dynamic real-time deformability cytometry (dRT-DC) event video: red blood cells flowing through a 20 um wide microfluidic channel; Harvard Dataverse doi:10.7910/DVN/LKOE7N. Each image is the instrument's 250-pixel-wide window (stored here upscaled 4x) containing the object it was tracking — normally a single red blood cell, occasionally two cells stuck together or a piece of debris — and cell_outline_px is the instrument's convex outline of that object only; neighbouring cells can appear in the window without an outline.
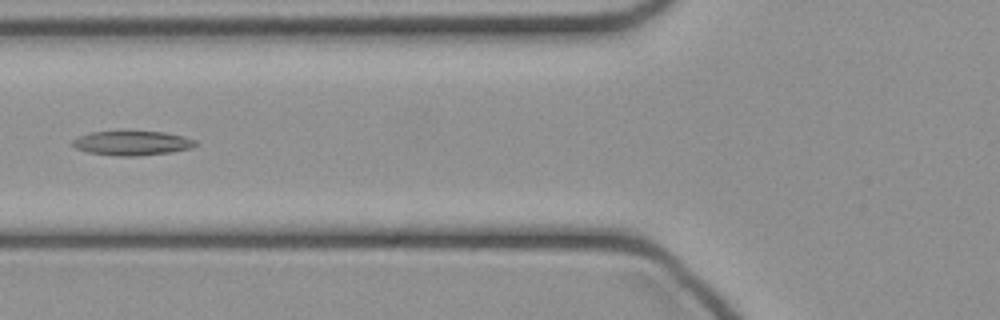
{"species": "common noctule bat (a hibernating species)", "species_latin": "Nyctalus noctula", "temperature_condition": "cold", "stored_images_in_passage": 46, "camera_frame_rate_fps": 3000, "um_per_image_px": 0.085, "animal": {"sex": "female", "body_mass_g": 21.9}, "frame": {"image": 1, "passage_image": 18, "time_ms": 5.667, "image_size_px": [1000, 320], "cell_outline_px": [[200, 144], [192, 148], [172, 152], [140, 156], [116, 156], [88, 152], [76, 148], [72, 144], [72, 140], [80, 136], [92, 132], [164, 132], [184, 136], [196, 140]], "centroid_in_image_um": [11.3, 12.18], "position_along_channel_um": 114.5, "area_um2": 17.46}}
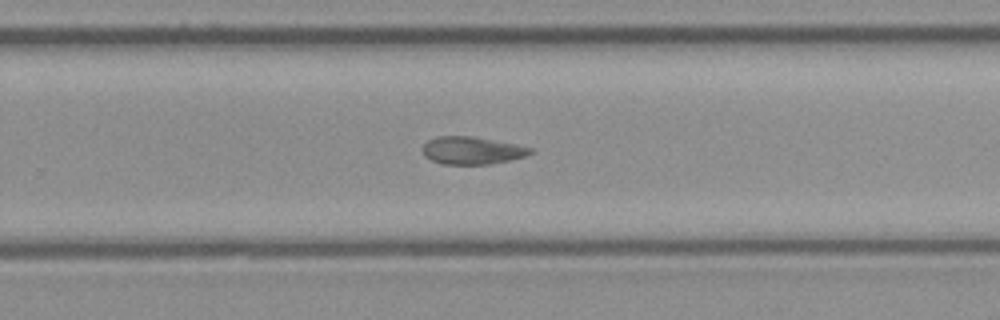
{"frame": {"image": 2, "passage_image": 30, "time_ms": 9.667, "image_size_px": [1000, 320], "cell_outline_px": [[532, 152], [524, 156], [492, 164], [444, 164], [432, 160], [424, 156], [420, 148], [428, 140], [436, 136], [472, 136], [516, 144], [532, 148]], "centroid_in_image_um": [40.06, 12.78], "position_along_channel_um": 289.7, "area_um2": 17.28}}
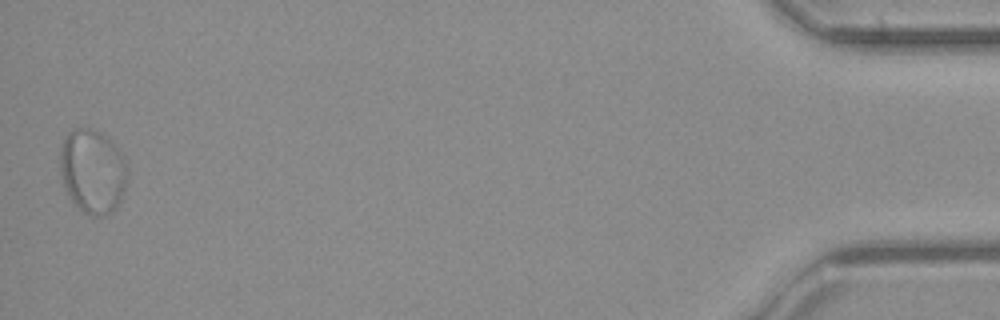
{"frame": {"image": 3, "passage_image": 46, "time_ms": 15.0, "image_size_px": [1000, 320], "cell_outline_px": [[128, 176], [124, 192], [116, 208], [100, 216], [92, 216], [84, 212], [72, 200], [64, 184], [60, 172], [60, 148], [68, 132], [72, 128], [88, 128], [100, 132], [108, 136], [128, 160]], "centroid_in_image_um": [7.91, 14.51], "position_along_channel_um": 427.3, "area_um2": 33.29}}